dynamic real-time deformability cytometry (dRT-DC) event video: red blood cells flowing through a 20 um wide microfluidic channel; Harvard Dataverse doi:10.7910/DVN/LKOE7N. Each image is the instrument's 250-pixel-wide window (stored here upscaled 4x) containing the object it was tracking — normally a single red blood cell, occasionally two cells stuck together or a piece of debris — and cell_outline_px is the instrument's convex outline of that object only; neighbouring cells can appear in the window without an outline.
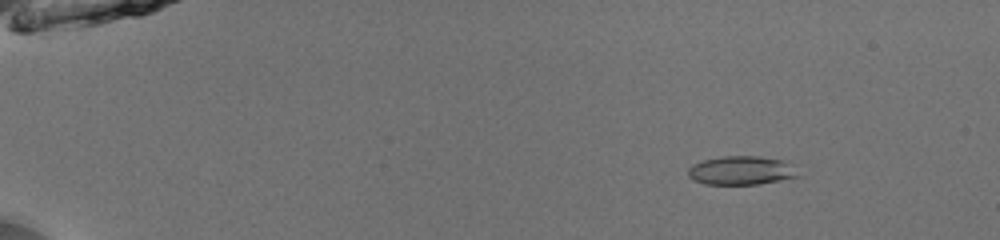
{"species": "common noctule bat (a hibernating species)", "species_latin": "Nyctalus noctula", "temperature_condition": "room temperature", "stored_images_in_passage": 52, "camera_frame_rate_fps": 3000, "um_per_image_px": 0.085, "animal": {"sex": "male", "body_mass_g": 13.0, "forearm_length_mm": 53.1}, "frame": {"image": 1, "passage_image": 8, "time_ms": 2.333, "image_size_px": [1000, 240], "cell_outline_px": [[800, 176], [780, 180], [756, 184], [704, 184], [688, 176], [688, 168], [692, 164], [704, 160], [724, 156], [760, 156], [784, 160]], "centroid_in_image_um": [62.97, 14.48], "position_along_channel_um": 22.0, "area_um2": 18.15}}
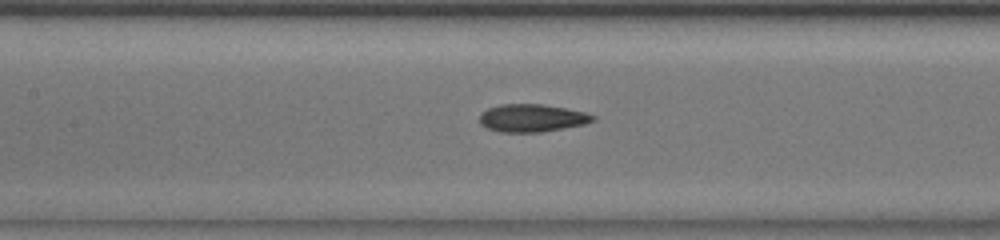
{"frame": {"image": 2, "passage_image": 27, "time_ms": 8.667, "image_size_px": [1000, 240], "cell_outline_px": [[596, 120], [584, 124], [540, 132], [500, 132], [488, 128], [480, 124], [480, 112], [488, 108], [500, 104], [544, 104], [584, 112], [596, 116]], "centroid_in_image_um": [45.2, 10.02], "position_along_channel_um": 162.2, "area_um2": 18.26}}
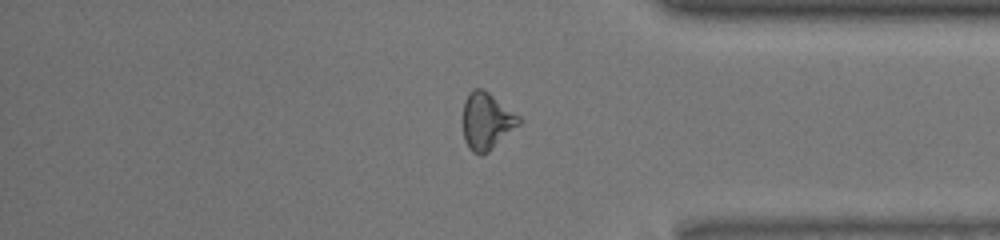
{"frame": {"image": 3, "passage_image": 45, "time_ms": 14.667, "image_size_px": [1000, 240], "cell_outline_px": [[524, 120], [520, 124], [488, 152], [480, 156], [472, 152], [468, 148], [464, 140], [464, 100], [468, 92], [472, 88], [480, 88], [488, 92], [520, 116]], "centroid_in_image_um": [41.37, 10.3], "position_along_channel_um": 393.8, "area_um2": 18.61}, "authors_computed_cell_mechanics": {"area_um2": 18.3226, "velocity_mm_per_s": 4.0083, "shape_relaxation_time_tau1_ms": null, "shape_relaxation_time_tau2_ms": 1.9687, "deformation_change_tau1": null, "deformation_change_tau2": 0.0931}}